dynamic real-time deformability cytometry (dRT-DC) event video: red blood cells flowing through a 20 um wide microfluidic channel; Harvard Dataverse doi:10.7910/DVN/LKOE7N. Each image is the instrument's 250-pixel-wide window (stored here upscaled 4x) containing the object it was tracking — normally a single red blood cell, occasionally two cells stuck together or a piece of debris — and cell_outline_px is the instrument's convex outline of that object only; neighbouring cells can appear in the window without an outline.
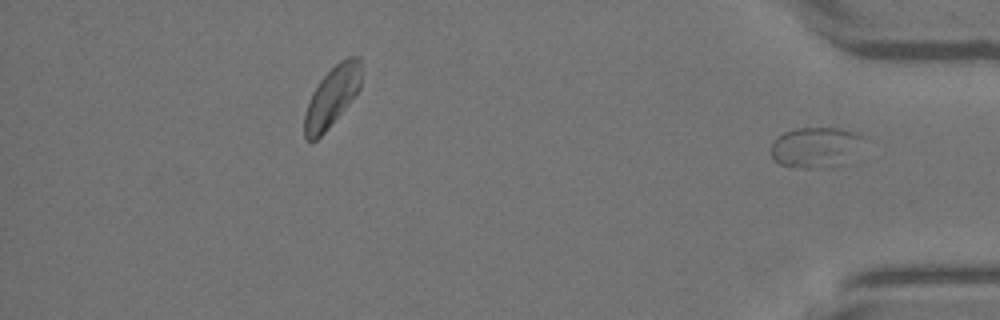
{"species": "Egyptian fruit bat (a non-hibernating species)", "species_latin": "Rousettus aegyptiacus", "temperature_condition": "warm", "stored_images_in_passage": 34, "segment_of_instrument_passage": [2, 2], "camera_frame_rate_fps": 3000, "um_per_image_px": 0.085, "animal": {"sex": "female"}, "frame": {"image": 1, "passage_image": 34, "time_ms": 11.0, "image_size_px": [1000, 320], "cell_outline_px": [[868, 136], [840, 164], [808, 168], [804, 168], [780, 164], [772, 156], [772, 144], [776, 136], [784, 132], [796, 128], [840, 128], [860, 132]], "centroid_in_image_um": [69.31, 12.46], "position_along_channel_um": 365.9, "area_um2": 21.33}}